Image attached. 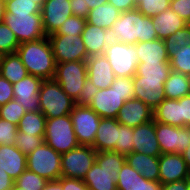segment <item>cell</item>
Wrapping results in <instances>:
<instances>
[{"mask_svg":"<svg viewBox=\"0 0 190 190\" xmlns=\"http://www.w3.org/2000/svg\"><path fill=\"white\" fill-rule=\"evenodd\" d=\"M109 34L110 40L130 45L158 39L152 17L143 15L137 9L121 12L109 29Z\"/></svg>","mask_w":190,"mask_h":190,"instance_id":"1","label":"cell"},{"mask_svg":"<svg viewBox=\"0 0 190 190\" xmlns=\"http://www.w3.org/2000/svg\"><path fill=\"white\" fill-rule=\"evenodd\" d=\"M16 53L29 74L43 80L54 79L57 63L48 36L20 44Z\"/></svg>","mask_w":190,"mask_h":190,"instance_id":"2","label":"cell"},{"mask_svg":"<svg viewBox=\"0 0 190 190\" xmlns=\"http://www.w3.org/2000/svg\"><path fill=\"white\" fill-rule=\"evenodd\" d=\"M133 77H115L109 88L99 89L89 107L101 118H115L126 101L135 98Z\"/></svg>","mask_w":190,"mask_h":190,"instance_id":"3","label":"cell"},{"mask_svg":"<svg viewBox=\"0 0 190 190\" xmlns=\"http://www.w3.org/2000/svg\"><path fill=\"white\" fill-rule=\"evenodd\" d=\"M124 162L125 155L117 151L97 152L83 181L89 190H117L116 180Z\"/></svg>","mask_w":190,"mask_h":190,"instance_id":"4","label":"cell"},{"mask_svg":"<svg viewBox=\"0 0 190 190\" xmlns=\"http://www.w3.org/2000/svg\"><path fill=\"white\" fill-rule=\"evenodd\" d=\"M38 94L40 111L46 118L69 115L76 105V101L69 97L54 79L44 80Z\"/></svg>","mask_w":190,"mask_h":190,"instance_id":"5","label":"cell"},{"mask_svg":"<svg viewBox=\"0 0 190 190\" xmlns=\"http://www.w3.org/2000/svg\"><path fill=\"white\" fill-rule=\"evenodd\" d=\"M44 142L59 154H64L79 146L70 115L47 118Z\"/></svg>","mask_w":190,"mask_h":190,"instance_id":"6","label":"cell"},{"mask_svg":"<svg viewBox=\"0 0 190 190\" xmlns=\"http://www.w3.org/2000/svg\"><path fill=\"white\" fill-rule=\"evenodd\" d=\"M103 55L109 61L115 77H133L139 60L134 44L110 40Z\"/></svg>","mask_w":190,"mask_h":190,"instance_id":"7","label":"cell"},{"mask_svg":"<svg viewBox=\"0 0 190 190\" xmlns=\"http://www.w3.org/2000/svg\"><path fill=\"white\" fill-rule=\"evenodd\" d=\"M27 169L49 180H58L61 174V154L43 142L27 155Z\"/></svg>","mask_w":190,"mask_h":190,"instance_id":"8","label":"cell"},{"mask_svg":"<svg viewBox=\"0 0 190 190\" xmlns=\"http://www.w3.org/2000/svg\"><path fill=\"white\" fill-rule=\"evenodd\" d=\"M54 80L74 101H78L87 80V62L72 61L56 64Z\"/></svg>","mask_w":190,"mask_h":190,"instance_id":"9","label":"cell"},{"mask_svg":"<svg viewBox=\"0 0 190 190\" xmlns=\"http://www.w3.org/2000/svg\"><path fill=\"white\" fill-rule=\"evenodd\" d=\"M4 23L13 31L19 44L47 37L42 14L5 13Z\"/></svg>","mask_w":190,"mask_h":190,"instance_id":"10","label":"cell"},{"mask_svg":"<svg viewBox=\"0 0 190 190\" xmlns=\"http://www.w3.org/2000/svg\"><path fill=\"white\" fill-rule=\"evenodd\" d=\"M97 151L92 146L79 145L61 154L62 177L83 180L96 161Z\"/></svg>","mask_w":190,"mask_h":190,"instance_id":"11","label":"cell"},{"mask_svg":"<svg viewBox=\"0 0 190 190\" xmlns=\"http://www.w3.org/2000/svg\"><path fill=\"white\" fill-rule=\"evenodd\" d=\"M79 145L92 146L101 117L88 105H75L69 114Z\"/></svg>","mask_w":190,"mask_h":190,"instance_id":"12","label":"cell"},{"mask_svg":"<svg viewBox=\"0 0 190 190\" xmlns=\"http://www.w3.org/2000/svg\"><path fill=\"white\" fill-rule=\"evenodd\" d=\"M48 38L56 63L87 60L88 54L81 35H49Z\"/></svg>","mask_w":190,"mask_h":190,"instance_id":"13","label":"cell"},{"mask_svg":"<svg viewBox=\"0 0 190 190\" xmlns=\"http://www.w3.org/2000/svg\"><path fill=\"white\" fill-rule=\"evenodd\" d=\"M155 131L162 154H182L190 145V126L177 127L155 122Z\"/></svg>","mask_w":190,"mask_h":190,"instance_id":"14","label":"cell"},{"mask_svg":"<svg viewBox=\"0 0 190 190\" xmlns=\"http://www.w3.org/2000/svg\"><path fill=\"white\" fill-rule=\"evenodd\" d=\"M44 80L28 74L22 80L13 84V99L20 102L26 111H40L39 91Z\"/></svg>","mask_w":190,"mask_h":190,"instance_id":"15","label":"cell"},{"mask_svg":"<svg viewBox=\"0 0 190 190\" xmlns=\"http://www.w3.org/2000/svg\"><path fill=\"white\" fill-rule=\"evenodd\" d=\"M187 179H190V170L182 154L168 153L159 156L158 181L162 185Z\"/></svg>","mask_w":190,"mask_h":190,"instance_id":"16","label":"cell"},{"mask_svg":"<svg viewBox=\"0 0 190 190\" xmlns=\"http://www.w3.org/2000/svg\"><path fill=\"white\" fill-rule=\"evenodd\" d=\"M45 34L55 33L70 16L72 10L69 0H46L41 8Z\"/></svg>","mask_w":190,"mask_h":190,"instance_id":"17","label":"cell"},{"mask_svg":"<svg viewBox=\"0 0 190 190\" xmlns=\"http://www.w3.org/2000/svg\"><path fill=\"white\" fill-rule=\"evenodd\" d=\"M116 119L120 124L135 128L153 120V109L139 99H130L120 108Z\"/></svg>","mask_w":190,"mask_h":190,"instance_id":"18","label":"cell"},{"mask_svg":"<svg viewBox=\"0 0 190 190\" xmlns=\"http://www.w3.org/2000/svg\"><path fill=\"white\" fill-rule=\"evenodd\" d=\"M133 152H140L149 156H160L162 154L156 137L154 120L134 128Z\"/></svg>","mask_w":190,"mask_h":190,"instance_id":"19","label":"cell"},{"mask_svg":"<svg viewBox=\"0 0 190 190\" xmlns=\"http://www.w3.org/2000/svg\"><path fill=\"white\" fill-rule=\"evenodd\" d=\"M87 79L98 89H106L114 82L115 75L107 58L102 55H93L86 60Z\"/></svg>","mask_w":190,"mask_h":190,"instance_id":"20","label":"cell"},{"mask_svg":"<svg viewBox=\"0 0 190 190\" xmlns=\"http://www.w3.org/2000/svg\"><path fill=\"white\" fill-rule=\"evenodd\" d=\"M135 98L143 101L153 110L166 98L165 82L141 81V76H133Z\"/></svg>","mask_w":190,"mask_h":190,"instance_id":"21","label":"cell"},{"mask_svg":"<svg viewBox=\"0 0 190 190\" xmlns=\"http://www.w3.org/2000/svg\"><path fill=\"white\" fill-rule=\"evenodd\" d=\"M27 156L15 145H0V168L14 181L27 169Z\"/></svg>","mask_w":190,"mask_h":190,"instance_id":"22","label":"cell"},{"mask_svg":"<svg viewBox=\"0 0 190 190\" xmlns=\"http://www.w3.org/2000/svg\"><path fill=\"white\" fill-rule=\"evenodd\" d=\"M118 121L115 118H101L92 147L97 152L116 151Z\"/></svg>","mask_w":190,"mask_h":190,"instance_id":"23","label":"cell"},{"mask_svg":"<svg viewBox=\"0 0 190 190\" xmlns=\"http://www.w3.org/2000/svg\"><path fill=\"white\" fill-rule=\"evenodd\" d=\"M135 49L139 63H169V49L163 39L137 42Z\"/></svg>","mask_w":190,"mask_h":190,"instance_id":"24","label":"cell"},{"mask_svg":"<svg viewBox=\"0 0 190 190\" xmlns=\"http://www.w3.org/2000/svg\"><path fill=\"white\" fill-rule=\"evenodd\" d=\"M81 36L87 50L88 58L93 55H102L110 41L109 30L89 24L88 22Z\"/></svg>","mask_w":190,"mask_h":190,"instance_id":"25","label":"cell"},{"mask_svg":"<svg viewBox=\"0 0 190 190\" xmlns=\"http://www.w3.org/2000/svg\"><path fill=\"white\" fill-rule=\"evenodd\" d=\"M125 161L149 181H158L159 156H149L140 152L125 155Z\"/></svg>","mask_w":190,"mask_h":190,"instance_id":"26","label":"cell"},{"mask_svg":"<svg viewBox=\"0 0 190 190\" xmlns=\"http://www.w3.org/2000/svg\"><path fill=\"white\" fill-rule=\"evenodd\" d=\"M152 20L158 39L163 40L188 25V23L180 18L176 12L172 11L171 8L152 17Z\"/></svg>","mask_w":190,"mask_h":190,"instance_id":"27","label":"cell"},{"mask_svg":"<svg viewBox=\"0 0 190 190\" xmlns=\"http://www.w3.org/2000/svg\"><path fill=\"white\" fill-rule=\"evenodd\" d=\"M153 120L181 127V103L178 99L165 98L154 110Z\"/></svg>","mask_w":190,"mask_h":190,"instance_id":"28","label":"cell"},{"mask_svg":"<svg viewBox=\"0 0 190 190\" xmlns=\"http://www.w3.org/2000/svg\"><path fill=\"white\" fill-rule=\"evenodd\" d=\"M28 71L17 53L5 54L1 57L0 75L11 84L17 83L28 75Z\"/></svg>","mask_w":190,"mask_h":190,"instance_id":"29","label":"cell"},{"mask_svg":"<svg viewBox=\"0 0 190 190\" xmlns=\"http://www.w3.org/2000/svg\"><path fill=\"white\" fill-rule=\"evenodd\" d=\"M121 12L112 4L105 3L89 11L87 22L103 29L109 30L119 18Z\"/></svg>","mask_w":190,"mask_h":190,"instance_id":"30","label":"cell"},{"mask_svg":"<svg viewBox=\"0 0 190 190\" xmlns=\"http://www.w3.org/2000/svg\"><path fill=\"white\" fill-rule=\"evenodd\" d=\"M164 93L167 99H180L190 94V82L186 74L171 70L164 83Z\"/></svg>","mask_w":190,"mask_h":190,"instance_id":"31","label":"cell"},{"mask_svg":"<svg viewBox=\"0 0 190 190\" xmlns=\"http://www.w3.org/2000/svg\"><path fill=\"white\" fill-rule=\"evenodd\" d=\"M47 118L41 112L27 111L18 123V132L44 137Z\"/></svg>","mask_w":190,"mask_h":190,"instance_id":"32","label":"cell"},{"mask_svg":"<svg viewBox=\"0 0 190 190\" xmlns=\"http://www.w3.org/2000/svg\"><path fill=\"white\" fill-rule=\"evenodd\" d=\"M170 72V63H139L134 76H141V81L165 82Z\"/></svg>","mask_w":190,"mask_h":190,"instance_id":"33","label":"cell"},{"mask_svg":"<svg viewBox=\"0 0 190 190\" xmlns=\"http://www.w3.org/2000/svg\"><path fill=\"white\" fill-rule=\"evenodd\" d=\"M171 70L187 74L190 72V43L184 47H175L169 50Z\"/></svg>","mask_w":190,"mask_h":190,"instance_id":"34","label":"cell"},{"mask_svg":"<svg viewBox=\"0 0 190 190\" xmlns=\"http://www.w3.org/2000/svg\"><path fill=\"white\" fill-rule=\"evenodd\" d=\"M141 176L125 161L116 180L117 190H137Z\"/></svg>","mask_w":190,"mask_h":190,"instance_id":"35","label":"cell"},{"mask_svg":"<svg viewBox=\"0 0 190 190\" xmlns=\"http://www.w3.org/2000/svg\"><path fill=\"white\" fill-rule=\"evenodd\" d=\"M134 128L118 122V140L116 141V151L127 155L133 152Z\"/></svg>","mask_w":190,"mask_h":190,"instance_id":"36","label":"cell"},{"mask_svg":"<svg viewBox=\"0 0 190 190\" xmlns=\"http://www.w3.org/2000/svg\"><path fill=\"white\" fill-rule=\"evenodd\" d=\"M48 180L26 169L16 180L15 184L26 190H42Z\"/></svg>","mask_w":190,"mask_h":190,"instance_id":"37","label":"cell"},{"mask_svg":"<svg viewBox=\"0 0 190 190\" xmlns=\"http://www.w3.org/2000/svg\"><path fill=\"white\" fill-rule=\"evenodd\" d=\"M6 12L12 14H38L41 7L32 0H5Z\"/></svg>","mask_w":190,"mask_h":190,"instance_id":"38","label":"cell"},{"mask_svg":"<svg viewBox=\"0 0 190 190\" xmlns=\"http://www.w3.org/2000/svg\"><path fill=\"white\" fill-rule=\"evenodd\" d=\"M19 42L13 31L4 23H0V53L2 55L16 53Z\"/></svg>","mask_w":190,"mask_h":190,"instance_id":"39","label":"cell"},{"mask_svg":"<svg viewBox=\"0 0 190 190\" xmlns=\"http://www.w3.org/2000/svg\"><path fill=\"white\" fill-rule=\"evenodd\" d=\"M170 8V0H137L136 9L143 15L154 17Z\"/></svg>","mask_w":190,"mask_h":190,"instance_id":"40","label":"cell"},{"mask_svg":"<svg viewBox=\"0 0 190 190\" xmlns=\"http://www.w3.org/2000/svg\"><path fill=\"white\" fill-rule=\"evenodd\" d=\"M26 112L20 102L14 99L0 106V118L16 125H18L20 119Z\"/></svg>","mask_w":190,"mask_h":190,"instance_id":"41","label":"cell"},{"mask_svg":"<svg viewBox=\"0 0 190 190\" xmlns=\"http://www.w3.org/2000/svg\"><path fill=\"white\" fill-rule=\"evenodd\" d=\"M86 23L87 19L72 15L62 23L55 33L50 35H82Z\"/></svg>","mask_w":190,"mask_h":190,"instance_id":"42","label":"cell"},{"mask_svg":"<svg viewBox=\"0 0 190 190\" xmlns=\"http://www.w3.org/2000/svg\"><path fill=\"white\" fill-rule=\"evenodd\" d=\"M43 142L44 137L17 132L14 145L27 156L32 153L36 148H38Z\"/></svg>","mask_w":190,"mask_h":190,"instance_id":"43","label":"cell"},{"mask_svg":"<svg viewBox=\"0 0 190 190\" xmlns=\"http://www.w3.org/2000/svg\"><path fill=\"white\" fill-rule=\"evenodd\" d=\"M164 43L169 50L188 45L190 43V26L187 25L183 29L177 30L174 34L165 38Z\"/></svg>","mask_w":190,"mask_h":190,"instance_id":"44","label":"cell"},{"mask_svg":"<svg viewBox=\"0 0 190 190\" xmlns=\"http://www.w3.org/2000/svg\"><path fill=\"white\" fill-rule=\"evenodd\" d=\"M18 126L0 118V145L13 146L15 144Z\"/></svg>","mask_w":190,"mask_h":190,"instance_id":"45","label":"cell"},{"mask_svg":"<svg viewBox=\"0 0 190 190\" xmlns=\"http://www.w3.org/2000/svg\"><path fill=\"white\" fill-rule=\"evenodd\" d=\"M170 8L180 18L190 23V0H170Z\"/></svg>","mask_w":190,"mask_h":190,"instance_id":"46","label":"cell"},{"mask_svg":"<svg viewBox=\"0 0 190 190\" xmlns=\"http://www.w3.org/2000/svg\"><path fill=\"white\" fill-rule=\"evenodd\" d=\"M98 90L99 89L89 79H87L84 83L79 100L76 102V104L89 105Z\"/></svg>","mask_w":190,"mask_h":190,"instance_id":"47","label":"cell"},{"mask_svg":"<svg viewBox=\"0 0 190 190\" xmlns=\"http://www.w3.org/2000/svg\"><path fill=\"white\" fill-rule=\"evenodd\" d=\"M14 97L13 84L0 75V106L5 105Z\"/></svg>","mask_w":190,"mask_h":190,"instance_id":"48","label":"cell"},{"mask_svg":"<svg viewBox=\"0 0 190 190\" xmlns=\"http://www.w3.org/2000/svg\"><path fill=\"white\" fill-rule=\"evenodd\" d=\"M178 101L181 103V127L190 126V94Z\"/></svg>","mask_w":190,"mask_h":190,"instance_id":"49","label":"cell"},{"mask_svg":"<svg viewBox=\"0 0 190 190\" xmlns=\"http://www.w3.org/2000/svg\"><path fill=\"white\" fill-rule=\"evenodd\" d=\"M62 190H89L83 180L62 177Z\"/></svg>","mask_w":190,"mask_h":190,"instance_id":"50","label":"cell"},{"mask_svg":"<svg viewBox=\"0 0 190 190\" xmlns=\"http://www.w3.org/2000/svg\"><path fill=\"white\" fill-rule=\"evenodd\" d=\"M72 14L87 19L89 16V7H85L84 0H69Z\"/></svg>","mask_w":190,"mask_h":190,"instance_id":"51","label":"cell"},{"mask_svg":"<svg viewBox=\"0 0 190 190\" xmlns=\"http://www.w3.org/2000/svg\"><path fill=\"white\" fill-rule=\"evenodd\" d=\"M120 12L136 9L137 0H108Z\"/></svg>","mask_w":190,"mask_h":190,"instance_id":"52","label":"cell"},{"mask_svg":"<svg viewBox=\"0 0 190 190\" xmlns=\"http://www.w3.org/2000/svg\"><path fill=\"white\" fill-rule=\"evenodd\" d=\"M137 190H162V184L159 181H149L141 176Z\"/></svg>","mask_w":190,"mask_h":190,"instance_id":"53","label":"cell"},{"mask_svg":"<svg viewBox=\"0 0 190 190\" xmlns=\"http://www.w3.org/2000/svg\"><path fill=\"white\" fill-rule=\"evenodd\" d=\"M14 182V179L0 168V190H11Z\"/></svg>","mask_w":190,"mask_h":190,"instance_id":"54","label":"cell"},{"mask_svg":"<svg viewBox=\"0 0 190 190\" xmlns=\"http://www.w3.org/2000/svg\"><path fill=\"white\" fill-rule=\"evenodd\" d=\"M188 179L162 185V190H187Z\"/></svg>","mask_w":190,"mask_h":190,"instance_id":"55","label":"cell"},{"mask_svg":"<svg viewBox=\"0 0 190 190\" xmlns=\"http://www.w3.org/2000/svg\"><path fill=\"white\" fill-rule=\"evenodd\" d=\"M42 190H62V176L58 180H49Z\"/></svg>","mask_w":190,"mask_h":190,"instance_id":"56","label":"cell"},{"mask_svg":"<svg viewBox=\"0 0 190 190\" xmlns=\"http://www.w3.org/2000/svg\"><path fill=\"white\" fill-rule=\"evenodd\" d=\"M84 1H85V7H89V10H92L95 7H98L105 3H108V0H84Z\"/></svg>","mask_w":190,"mask_h":190,"instance_id":"57","label":"cell"},{"mask_svg":"<svg viewBox=\"0 0 190 190\" xmlns=\"http://www.w3.org/2000/svg\"><path fill=\"white\" fill-rule=\"evenodd\" d=\"M183 159L187 164L188 169L190 170V145L182 153Z\"/></svg>","mask_w":190,"mask_h":190,"instance_id":"58","label":"cell"},{"mask_svg":"<svg viewBox=\"0 0 190 190\" xmlns=\"http://www.w3.org/2000/svg\"><path fill=\"white\" fill-rule=\"evenodd\" d=\"M5 13H6L5 0H0V23L4 22Z\"/></svg>","mask_w":190,"mask_h":190,"instance_id":"59","label":"cell"},{"mask_svg":"<svg viewBox=\"0 0 190 190\" xmlns=\"http://www.w3.org/2000/svg\"><path fill=\"white\" fill-rule=\"evenodd\" d=\"M32 1H34L35 3H37L42 8V6L44 5V3H45L46 0H32Z\"/></svg>","mask_w":190,"mask_h":190,"instance_id":"60","label":"cell"},{"mask_svg":"<svg viewBox=\"0 0 190 190\" xmlns=\"http://www.w3.org/2000/svg\"><path fill=\"white\" fill-rule=\"evenodd\" d=\"M11 190H26V189H23V188L17 186V185L14 183V185H13V187H12Z\"/></svg>","mask_w":190,"mask_h":190,"instance_id":"61","label":"cell"},{"mask_svg":"<svg viewBox=\"0 0 190 190\" xmlns=\"http://www.w3.org/2000/svg\"><path fill=\"white\" fill-rule=\"evenodd\" d=\"M186 77H187V79H188L189 82H190V72L186 74Z\"/></svg>","mask_w":190,"mask_h":190,"instance_id":"62","label":"cell"},{"mask_svg":"<svg viewBox=\"0 0 190 190\" xmlns=\"http://www.w3.org/2000/svg\"><path fill=\"white\" fill-rule=\"evenodd\" d=\"M187 190H190V179H188V188Z\"/></svg>","mask_w":190,"mask_h":190,"instance_id":"63","label":"cell"}]
</instances>
